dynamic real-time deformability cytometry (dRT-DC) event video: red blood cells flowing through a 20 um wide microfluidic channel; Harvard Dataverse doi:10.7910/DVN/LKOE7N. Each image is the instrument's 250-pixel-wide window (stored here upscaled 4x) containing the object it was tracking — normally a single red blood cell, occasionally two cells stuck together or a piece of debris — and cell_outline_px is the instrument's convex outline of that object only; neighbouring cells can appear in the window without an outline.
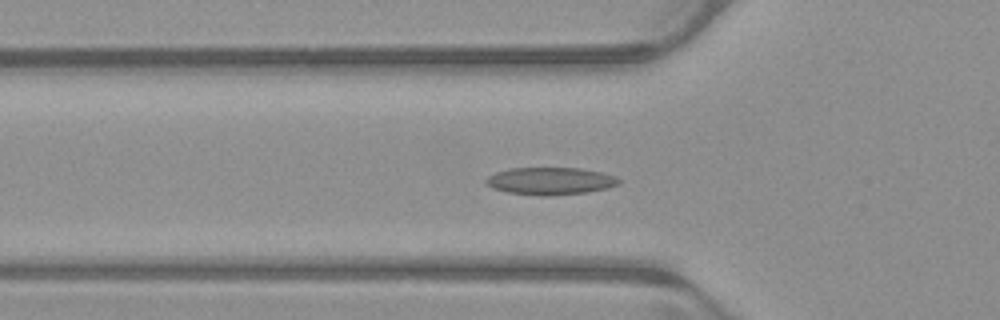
{"species": "common noctule bat (a hibernating species)", "species_latin": "Nyctalus noctula", "temperature_condition": "warm", "stored_images_in_passage": 42, "camera_frame_rate_fps": 3000, "um_per_image_px": 0.085, "animal": {"sex": "male", "body_mass_g": 23.1, "forearm_length_mm": 52.7}, "frame": {"image": 1, "passage_image": 7, "time_ms": 2.0, "image_size_px": [1000, 320], "cell_outline_px": [[620, 184], [608, 188], [588, 192], [544, 196], [540, 196], [508, 192], [492, 188], [484, 184], [484, 180], [488, 176], [496, 172], [508, 168], [580, 168], [600, 172], [616, 176], [620, 180]], "centroid_in_image_um": [46.76, 15.38], "position_along_channel_um": 79.0, "area_um2": 21.33}}
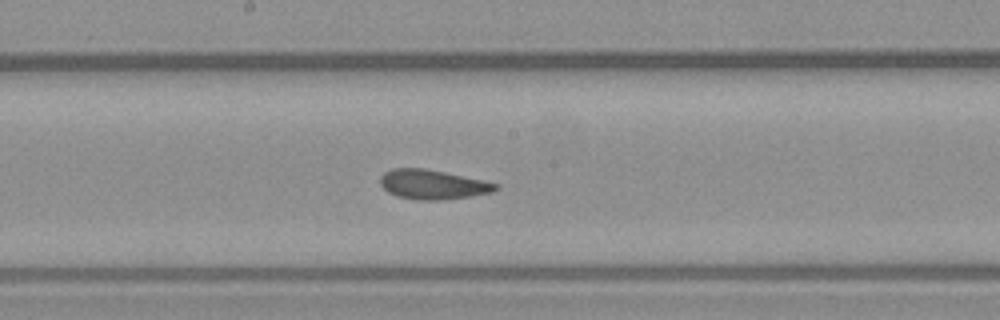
{"frame": {"image": 2, "passage_image": 17, "time_ms": 5.333, "image_size_px": [1000, 320], "cell_outline_px": [[500, 188], [492, 192], [444, 200], [416, 200], [396, 196], [388, 192], [380, 184], [380, 176], [384, 172], [392, 168], [424, 168], [484, 180], [500, 184]], "centroid_in_image_um": [36.77, 15.68], "position_along_channel_um": 211.4, "area_um2": 19.94}}
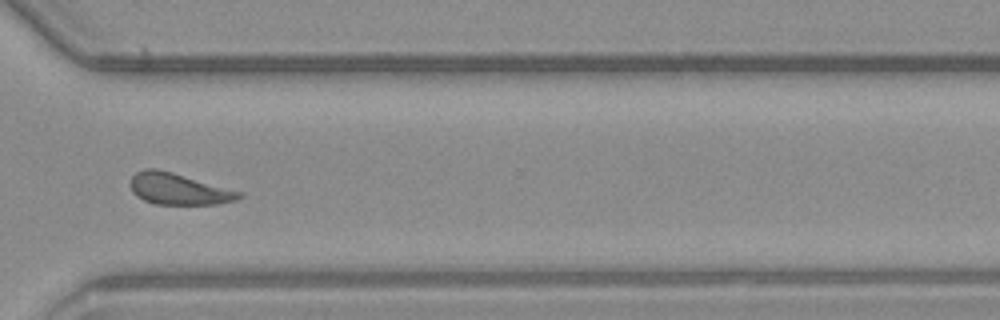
{"frame": {"image": 3, "passage_image": 28, "time_ms": 9.0, "image_size_px": [1000, 320], "cell_outline_px": [[244, 196], [236, 200], [216, 204], [156, 204], [144, 200], [136, 196], [132, 192], [128, 184], [132, 176], [136, 172], [144, 168], [156, 168], [172, 172], [244, 192]], "centroid_in_image_um": [15.17, 16.05], "position_along_channel_um": 355.4, "area_um2": 20.11}, "authors_computed_cell_mechanics": {"area_um2": 19.8254, "velocity_mm_per_s": 3.93, "shape_relaxation_time_tau1_ms": null, "shape_relaxation_time_tau2_ms": 2.2016, "deformation_change_tau1": null, "deformation_change_tau2": 0.0984}}